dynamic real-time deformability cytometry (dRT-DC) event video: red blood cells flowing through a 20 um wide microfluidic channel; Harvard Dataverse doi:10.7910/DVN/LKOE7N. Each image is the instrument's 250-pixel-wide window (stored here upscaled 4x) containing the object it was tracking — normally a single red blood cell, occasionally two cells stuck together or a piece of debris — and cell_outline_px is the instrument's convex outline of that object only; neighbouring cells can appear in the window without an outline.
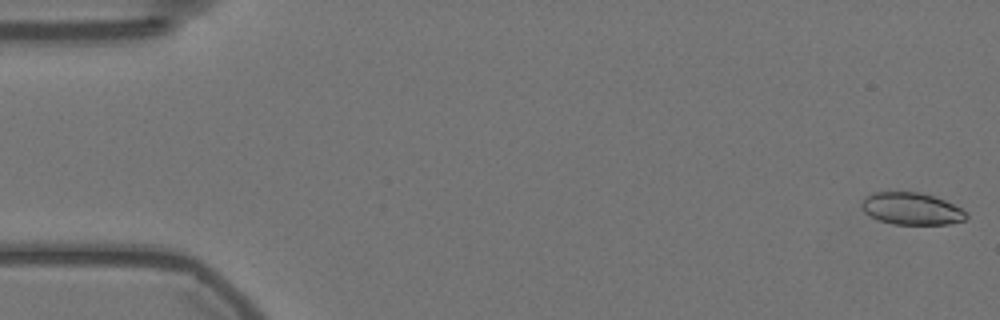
{"species": "Egyptian fruit bat (a non-hibernating species)", "species_latin": "Rousettus aegyptiacus", "temperature_condition": "warm", "stored_images_in_passage": 57, "camera_frame_rate_fps": 3000, "um_per_image_px": 0.085, "animal": {"sex": "female"}, "frame": {"image": 1, "passage_image": 1, "time_ms": 0.0, "image_size_px": [1000, 320], "cell_outline_px": [[968, 216], [964, 220], [948, 224], [896, 224], [880, 220], [864, 212], [860, 204], [864, 196], [872, 192], [888, 188], [920, 192], [944, 200], [960, 208]], "centroid_in_image_um": [77.38, 17.67], "position_along_channel_um": 7.6, "area_um2": 20.06}}
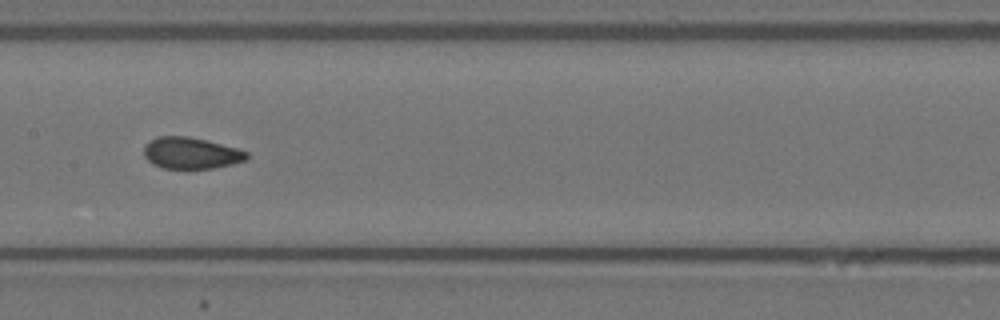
{"frame": {"image": 2, "passage_image": 28, "time_ms": 9.0, "image_size_px": [1000, 320], "cell_outline_px": [[248, 160], [232, 164], [212, 168], [160, 168], [152, 164], [144, 156], [144, 144], [148, 140], [156, 136], [188, 136], [208, 140], [236, 148], [248, 152]], "centroid_in_image_um": [16.21, 13.0], "position_along_channel_um": 191.2, "area_um2": 19.07}}
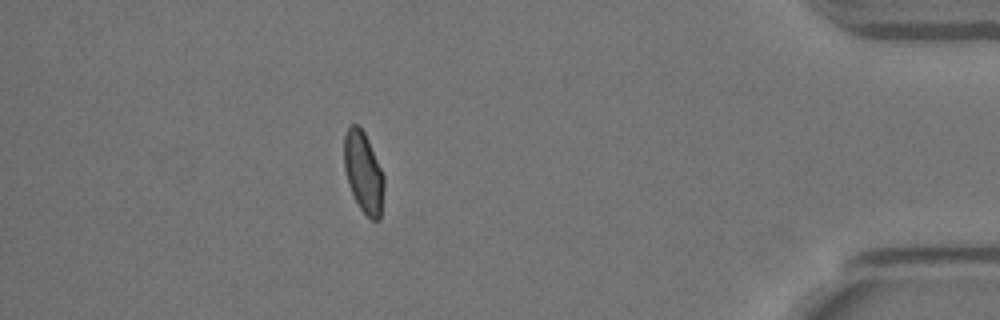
{"frame": {"image": 3, "passage_image": 50, "time_ms": 16.333, "image_size_px": [1000, 320], "cell_outline_px": [[384, 188], [380, 220], [372, 220], [360, 208], [352, 192], [344, 168], [344, 136], [348, 124], [356, 124], [364, 132], [368, 140], [384, 176]], "centroid_in_image_um": [30.89, 14.63], "position_along_channel_um": 404.3, "area_um2": 18.61}, "authors_computed_cell_mechanics": {"area_um2": 19.5942, "velocity_mm_per_s": 3.5785, "shape_relaxation_time_tau1_ms": null, "shape_relaxation_time_tau2_ms": 0.8203, "deformation_change_tau1": null, "deformation_change_tau2": 0.0602}}